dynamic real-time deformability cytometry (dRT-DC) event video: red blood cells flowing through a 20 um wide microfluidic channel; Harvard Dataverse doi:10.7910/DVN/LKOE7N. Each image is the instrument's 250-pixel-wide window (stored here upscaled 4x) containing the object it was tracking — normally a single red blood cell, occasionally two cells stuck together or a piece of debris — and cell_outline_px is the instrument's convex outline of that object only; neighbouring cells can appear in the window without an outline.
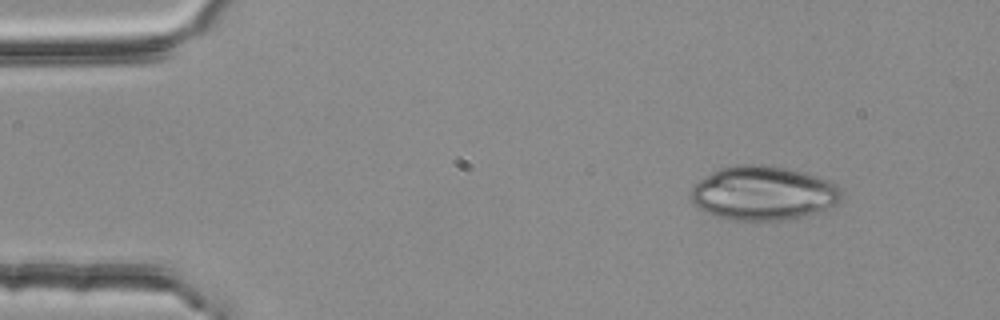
{"species": "common noctule bat (a hibernating species)", "species_latin": "Nyctalus noctula", "temperature_condition": "room temperature", "stored_images_in_passage": 2, "camera_frame_rate_fps": 3000, "um_per_image_px": 0.085, "animal": {"sex": "female", "body_mass_g": 25.1}, "frame": {"image": 1, "passage_image": 1, "time_ms": 0.0, "image_size_px": [1000, 320], "cell_outline_px": [[844, 200], [812, 216], [784, 220], [732, 220], [716, 216], [704, 212], [696, 208], [692, 204], [692, 188], [704, 176], [720, 168], [736, 164], [760, 164], [784, 168], [804, 172], [832, 180], [844, 192]], "centroid_in_image_um": [64.94, 16.43], "position_along_channel_um": 20.1, "area_um2": 48.32}}